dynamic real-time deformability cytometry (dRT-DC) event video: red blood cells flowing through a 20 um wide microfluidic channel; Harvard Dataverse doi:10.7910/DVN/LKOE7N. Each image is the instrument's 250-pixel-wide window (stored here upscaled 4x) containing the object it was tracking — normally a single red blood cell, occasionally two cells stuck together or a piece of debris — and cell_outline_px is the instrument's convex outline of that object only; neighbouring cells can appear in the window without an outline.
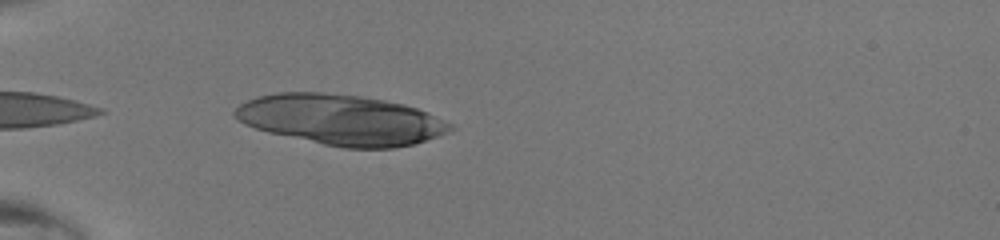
{"species": "human", "species_latin": "Homo sapiens", "temperature_condition": "room temperature", "stored_images_in_passage": 22, "camera_frame_rate_fps": 3000, "um_per_image_px": 0.085, "donor": {"sex": "male"}, "frame": {"image": 1, "passage_image": 1, "time_ms": 0.0, "image_size_px": [1000, 240], "cell_outline_px": [[456, 128], [448, 132], [412, 144], [392, 148], [344, 148], [324, 144], [268, 132], [244, 124], [232, 116], [232, 112], [240, 104], [256, 96], [276, 92], [324, 92], [360, 96], [384, 100], [404, 104], [428, 112], [452, 124]], "centroid_in_image_um": [28.95, 10.16], "position_along_channel_um": 56.1, "area_um2": 63.06}}
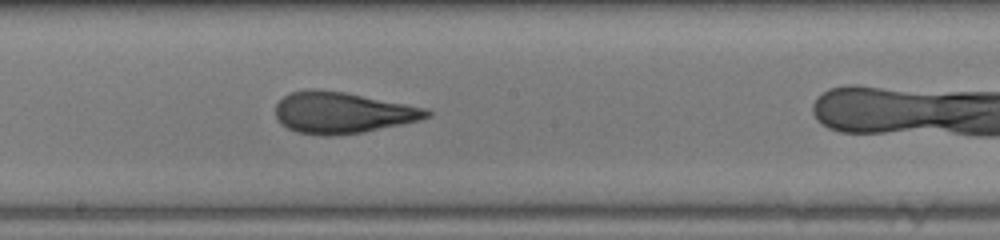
{"frame": {"image": 2, "passage_image": 10, "time_ms": 3.0, "image_size_px": [1000, 240], "cell_outline_px": [[432, 116], [420, 120], [364, 132], [328, 136], [324, 136], [296, 132], [280, 124], [276, 116], [276, 104], [284, 96], [292, 92], [308, 88], [316, 88], [344, 92], [428, 108], [432, 112]], "centroid_in_image_um": [29.1, 9.57], "position_along_channel_um": 219.1, "area_um2": 36.59}}
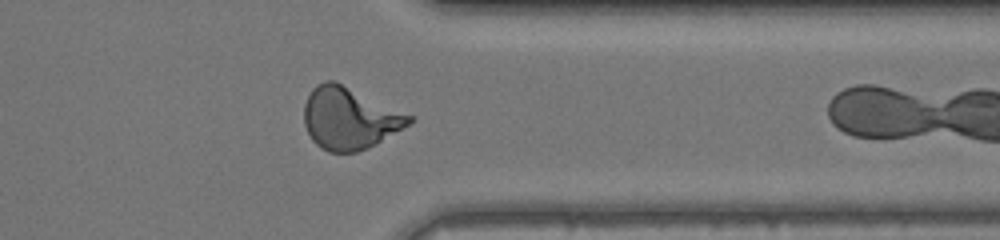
{"frame": {"image": 3, "passage_image": 21, "time_ms": 6.667, "image_size_px": [1000, 240], "cell_outline_px": [[412, 120], [408, 124], [368, 148], [356, 152], [328, 152], [320, 148], [312, 140], [304, 124], [304, 104], [312, 88], [316, 84], [324, 80], [332, 80], [412, 116]], "centroid_in_image_um": [29.63, 10.07], "position_along_channel_um": 381.8, "area_um2": 37.17}}